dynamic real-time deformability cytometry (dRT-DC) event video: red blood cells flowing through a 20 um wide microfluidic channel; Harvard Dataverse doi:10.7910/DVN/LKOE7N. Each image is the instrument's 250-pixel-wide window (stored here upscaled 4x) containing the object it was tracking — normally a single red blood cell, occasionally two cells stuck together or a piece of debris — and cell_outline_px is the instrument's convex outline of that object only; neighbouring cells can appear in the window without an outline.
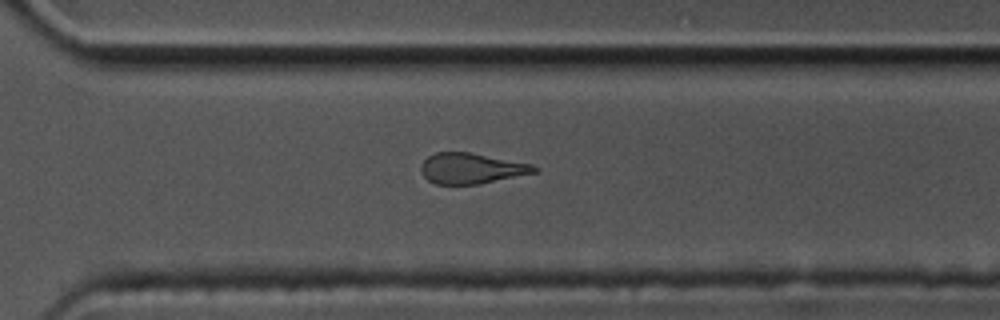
{"species": "common noctule bat (a hibernating species)", "species_latin": "Nyctalus noctula", "temperature_condition": "cold", "stored_images_in_passage": 40, "camera_frame_rate_fps": 3000, "um_per_image_px": 0.085, "animal": {"sex": "male", "body_mass_g": 17.5, "forearm_length_mm": 52.3}, "frame": {"image": 1, "passage_image": 29, "time_ms": 9.333, "image_size_px": [1000, 320], "cell_outline_px": [[540, 172], [480, 184], [436, 184], [428, 180], [420, 172], [420, 164], [428, 156], [436, 152], [468, 152], [532, 164], [540, 168]], "centroid_in_image_um": [40.09, 14.32], "position_along_channel_um": 330.5, "area_um2": 20.4}, "authors_computed_cell_mechanics": {"area_um2": 21.8773, "velocity_mm_per_s": 3.4965, "shape_relaxation_time_tau1_ms": null, "shape_relaxation_time_tau2_ms": 4.1984, "deformation_change_tau1": null, "deformation_change_tau2": 0.1587}}